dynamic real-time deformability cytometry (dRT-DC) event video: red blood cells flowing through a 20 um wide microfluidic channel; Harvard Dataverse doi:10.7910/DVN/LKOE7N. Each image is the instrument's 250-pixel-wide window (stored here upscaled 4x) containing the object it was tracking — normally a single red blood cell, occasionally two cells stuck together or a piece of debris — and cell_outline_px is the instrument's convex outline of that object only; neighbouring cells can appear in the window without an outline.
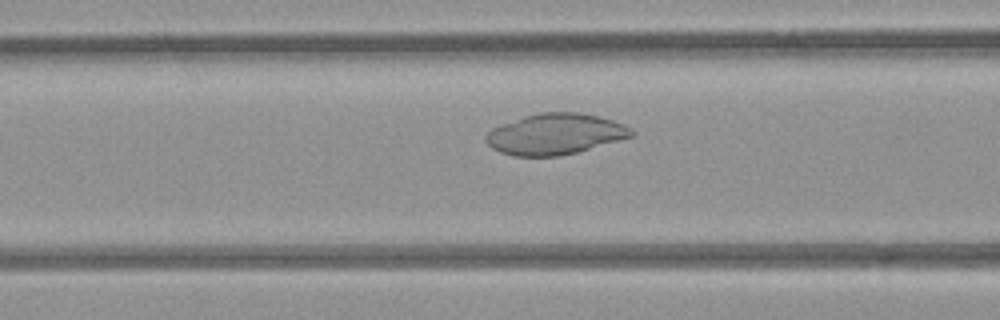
{"species": "common noctule bat (a hibernating species)", "species_latin": "Nyctalus noctula", "temperature_condition": "room temperature", "stored_images_in_passage": 17, "camera_frame_rate_fps": 3000, "um_per_image_px": 0.085, "animal": {"sex": "female", "body_mass_g": 21.9}, "frame": {"image": 1, "passage_image": 5, "time_ms": 1.333, "image_size_px": [1000, 320], "cell_outline_px": [[636, 132], [632, 136], [576, 152], [560, 156], [512, 156], [500, 152], [492, 148], [484, 140], [484, 136], [492, 128], [524, 116], [540, 112], [580, 112], [612, 120], [624, 124], [632, 128]], "centroid_in_image_um": [47.17, 11.39], "position_along_channel_um": 119.4, "area_um2": 34.56}}
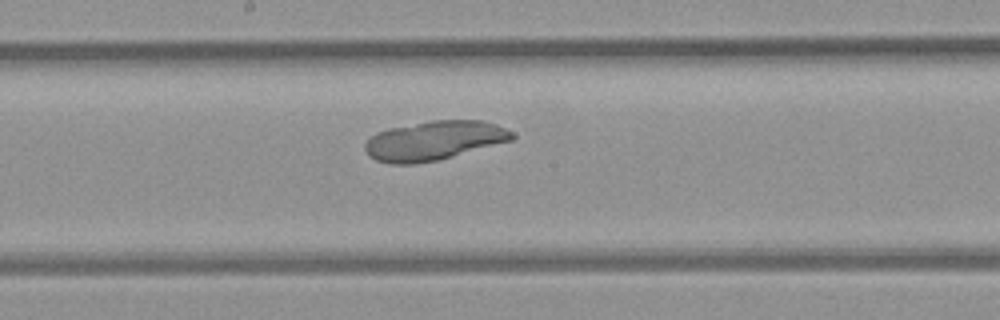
{"frame": {"image": 2, "passage_image": 12, "time_ms": 3.667, "image_size_px": [1000, 320], "cell_outline_px": [[516, 136], [512, 140], [452, 156], [436, 160], [412, 164], [392, 164], [376, 160], [368, 156], [364, 148], [364, 144], [376, 132], [388, 128], [432, 120], [484, 120], [496, 124], [512, 132]], "centroid_in_image_um": [36.87, 11.94], "position_along_channel_um": 211.3, "area_um2": 33.47}}
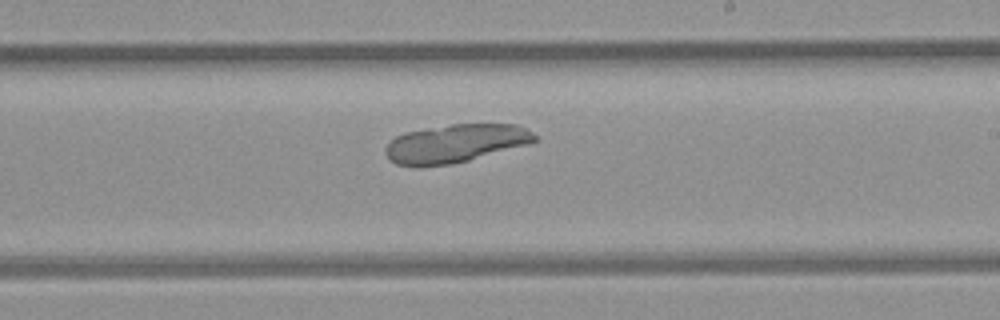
{"frame": {"image": 3, "passage_image": 15, "time_ms": 4.667, "image_size_px": [1000, 320], "cell_outline_px": [[536, 140], [532, 144], [452, 164], [416, 168], [396, 164], [384, 152], [384, 148], [396, 136], [404, 132], [452, 124], [516, 124], [532, 132], [536, 136]], "centroid_in_image_um": [38.71, 12.21], "position_along_channel_um": 250.3, "area_um2": 33.52}}